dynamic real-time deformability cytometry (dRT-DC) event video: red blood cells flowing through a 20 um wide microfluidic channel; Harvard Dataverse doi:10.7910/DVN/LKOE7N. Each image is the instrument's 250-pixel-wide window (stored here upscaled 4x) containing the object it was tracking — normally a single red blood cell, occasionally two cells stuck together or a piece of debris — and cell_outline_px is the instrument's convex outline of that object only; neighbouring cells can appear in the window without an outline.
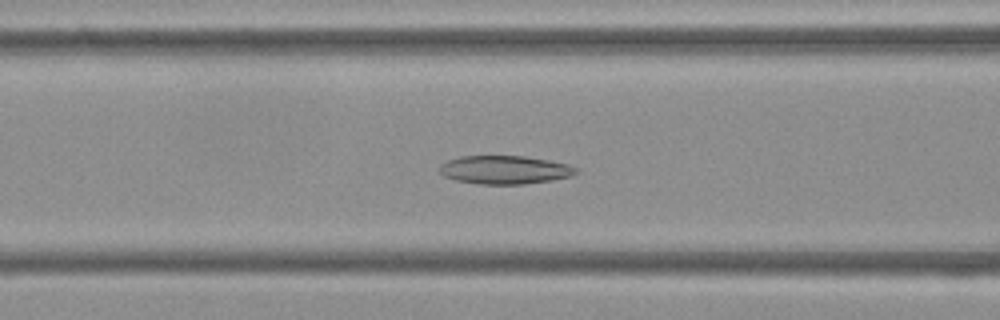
{"species": "Egyptian fruit bat (a non-hibernating species)", "species_latin": "Rousettus aegyptiacus", "temperature_condition": "cold", "stored_images_in_passage": 49, "camera_frame_rate_fps": 3000, "um_per_image_px": 0.085, "frame": {"image": 1, "passage_image": 17, "time_ms": 5.333, "image_size_px": [1000, 320], "cell_outline_px": [[580, 172], [572, 176], [552, 180], [524, 184], [480, 184], [456, 180], [444, 176], [440, 172], [440, 164], [448, 160], [460, 156], [524, 156], [548, 160], [568, 164], [576, 168]], "centroid_in_image_um": [42.92, 14.43], "position_along_channel_um": 123.7, "area_um2": 22.6}}
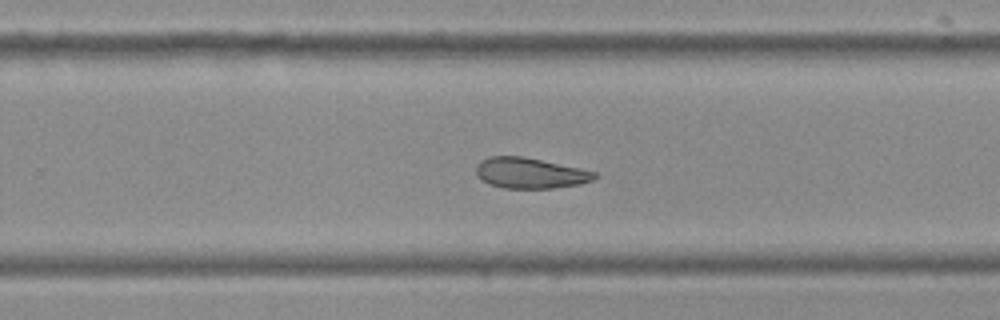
{"frame": {"image": 2, "passage_image": 30, "time_ms": 9.667, "image_size_px": [1000, 320], "cell_outline_px": [[600, 176], [592, 180], [580, 184], [552, 188], [504, 188], [488, 184], [476, 176], [476, 164], [480, 160], [492, 156], [524, 156], [580, 168], [596, 172]], "centroid_in_image_um": [45.04, 14.71], "position_along_channel_um": 284.8, "area_um2": 21.33}}
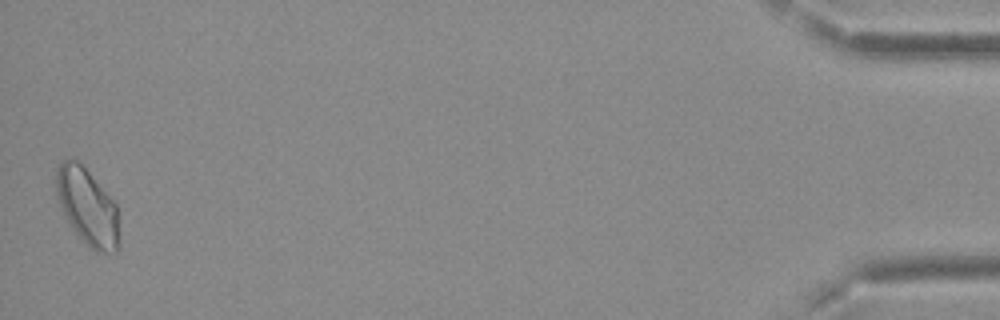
{"frame": {"image": 3, "passage_image": 49, "time_ms": 16.0, "image_size_px": [1000, 320], "cell_outline_px": [[120, 248], [116, 252], [96, 252], [88, 248], [80, 240], [72, 228], [60, 208], [56, 196], [56, 168], [60, 160], [76, 160], [88, 172], [116, 204], [120, 236]], "centroid_in_image_um": [7.43, 17.65], "position_along_channel_um": 427.8, "area_um2": 28.44}, "authors_computed_cell_mechanics": {"area_um2": 23.2934, "velocity_mm_per_s": 3.7213, "shape_relaxation_time_tau1_ms": null, "shape_relaxation_time_tau2_ms": 10.2029, "deformation_change_tau1": null, "deformation_change_tau2": 0.177}}